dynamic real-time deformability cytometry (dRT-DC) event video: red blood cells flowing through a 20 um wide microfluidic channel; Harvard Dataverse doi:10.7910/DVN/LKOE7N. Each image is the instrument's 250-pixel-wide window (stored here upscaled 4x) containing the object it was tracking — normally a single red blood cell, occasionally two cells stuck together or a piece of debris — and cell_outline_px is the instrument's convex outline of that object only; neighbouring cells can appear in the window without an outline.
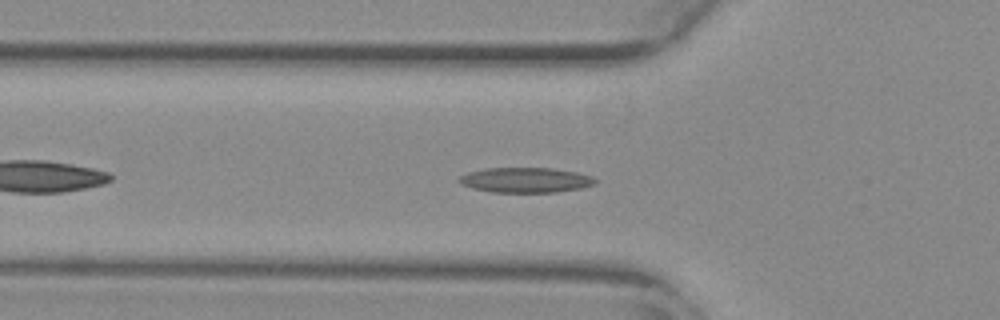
{"species": "common noctule bat (a hibernating species)", "species_latin": "Nyctalus noctula", "temperature_condition": "warm", "stored_images_in_passage": 43, "camera_frame_rate_fps": 3000, "um_per_image_px": 0.085, "animal": {"sex": "female", "body_mass_g": 29.2, "forearm_length_mm": 56.3}, "frame": {"image": 1, "passage_image": 7, "time_ms": 2.0, "image_size_px": [1000, 320], "cell_outline_px": [[596, 184], [580, 188], [556, 192], [492, 192], [472, 188], [460, 184], [456, 180], [460, 176], [468, 172], [484, 168], [552, 168], [576, 172], [592, 176], [596, 180]], "centroid_in_image_um": [44.64, 15.3], "position_along_channel_um": 81.2, "area_um2": 19.94}}
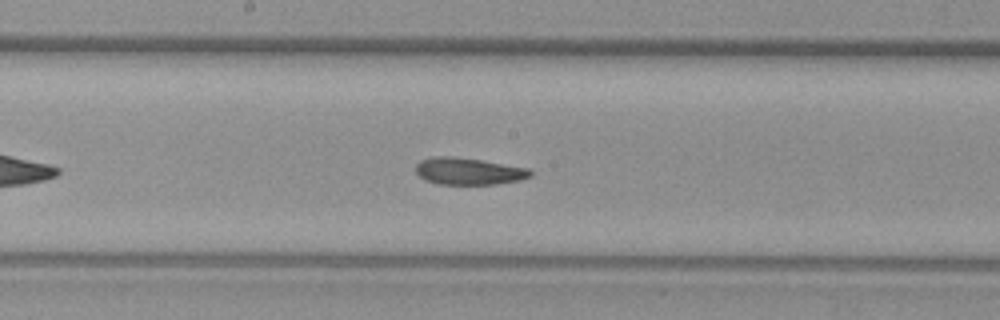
{"frame": {"image": 2, "passage_image": 17, "time_ms": 5.333, "image_size_px": [1000, 320], "cell_outline_px": [[532, 176], [520, 180], [496, 184], [436, 184], [424, 180], [416, 172], [416, 164], [420, 160], [432, 156], [452, 156], [480, 160], [532, 168]], "centroid_in_image_um": [39.84, 14.55], "position_along_channel_um": 208.4, "area_um2": 18.21}}
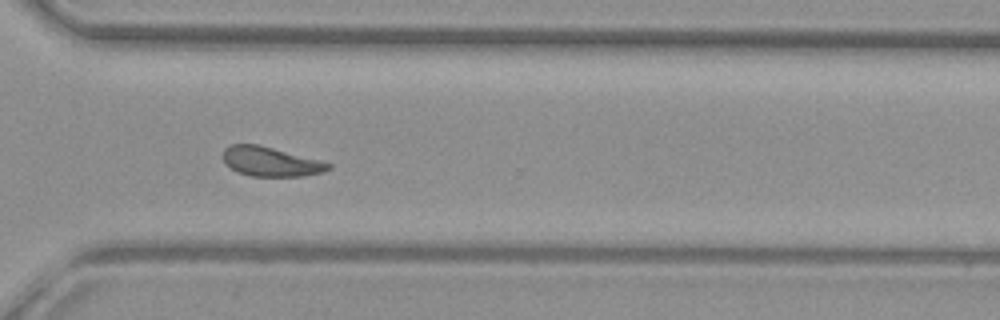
{"frame": {"image": 3, "passage_image": 28, "time_ms": 9.0, "image_size_px": [1000, 320], "cell_outline_px": [[332, 168], [324, 172], [304, 176], [252, 176], [236, 172], [224, 164], [220, 156], [224, 148], [232, 144], [260, 144], [320, 160], [332, 164]], "centroid_in_image_um": [22.96, 13.73], "position_along_channel_um": 347.6, "area_um2": 18.5}, "authors_computed_cell_mechanics": {"area_um2": 18.8428, "velocity_mm_per_s": 3.807, "shape_relaxation_time_tau1_ms": 8.8914, "shape_relaxation_time_tau2_ms": 4.2016, "deformation_change_tau1": 0.1923, "deformation_change_tau2": 0.1189}}